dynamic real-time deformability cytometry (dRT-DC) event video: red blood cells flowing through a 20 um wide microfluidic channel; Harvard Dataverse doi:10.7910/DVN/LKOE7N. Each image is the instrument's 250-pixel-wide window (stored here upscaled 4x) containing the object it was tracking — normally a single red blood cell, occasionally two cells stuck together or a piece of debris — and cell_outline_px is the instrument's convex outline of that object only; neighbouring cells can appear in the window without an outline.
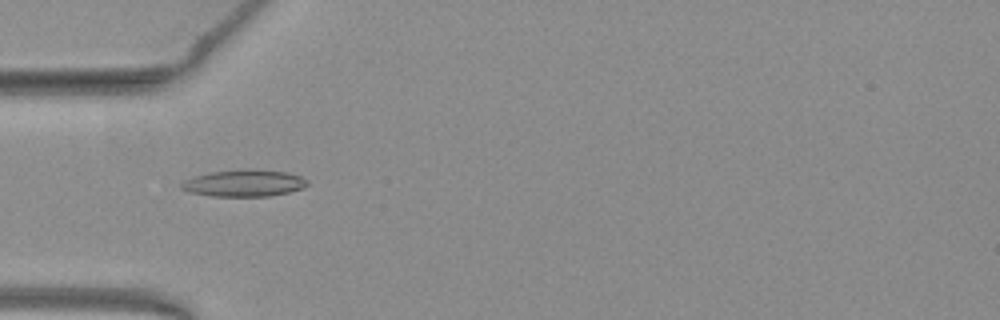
{"species": "common noctule bat (a hibernating species)", "species_latin": "Nyctalus noctula", "temperature_condition": "warm", "stored_images_in_passage": 45, "camera_frame_rate_fps": 3000, "um_per_image_px": 0.085, "animal": {"sex": "female", "body_mass_g": 19.3, "forearm_length_mm": 54.1}, "frame": {"image": 1, "passage_image": 10, "time_ms": 3.0, "image_size_px": [1000, 320], "cell_outline_px": [[308, 184], [304, 188], [288, 192], [268, 196], [212, 196], [192, 192], [180, 188], [180, 184], [184, 180], [208, 172], [248, 168], [288, 172], [300, 176], [308, 180]], "centroid_in_image_um": [20.77, 15.55], "position_along_channel_um": 64.2, "area_um2": 19.77}}
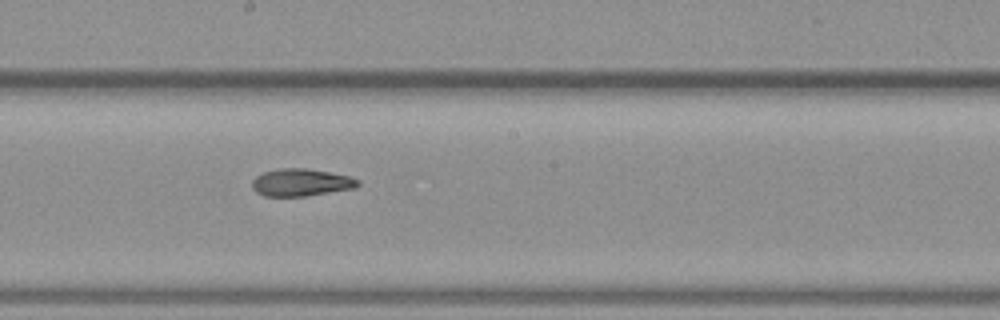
{"frame": {"image": 2, "passage_image": 22, "time_ms": 7.0, "image_size_px": [1000, 320], "cell_outline_px": [[360, 184], [356, 188], [308, 196], [264, 196], [256, 192], [252, 188], [252, 180], [256, 176], [264, 172], [280, 168], [304, 168], [328, 172], [348, 176], [360, 180]], "centroid_in_image_um": [25.59, 15.52], "position_along_channel_um": 222.6, "area_um2": 16.94}}
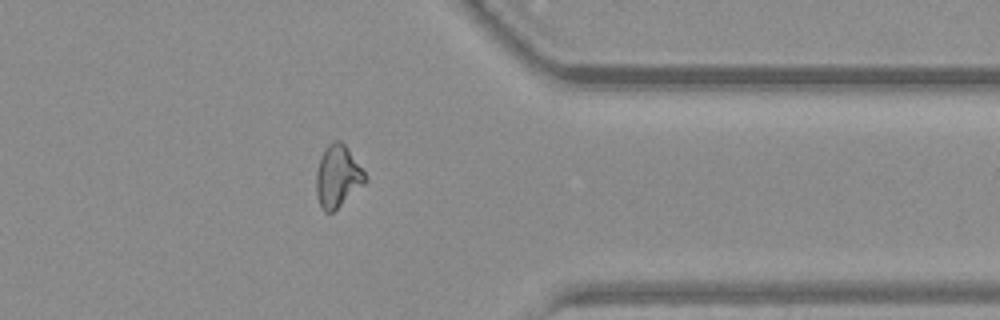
{"frame": {"image": 3, "passage_image": 35, "time_ms": 11.333, "image_size_px": [1000, 320], "cell_outline_px": [[368, 180], [364, 184], [332, 212], [324, 212], [320, 204], [316, 192], [316, 172], [320, 160], [328, 144], [332, 140], [340, 140], [348, 148], [368, 176]], "centroid_in_image_um": [28.72, 14.97], "position_along_channel_um": 382.7, "area_um2": 17.51}, "authors_computed_cell_mechanics": {"area_um2": 17.5134, "velocity_mm_per_s": 3.969, "shape_relaxation_time_tau1_ms": null, "shape_relaxation_time_tau2_ms": 4.9922, "deformation_change_tau1": null, "deformation_change_tau2": 0.1296}}